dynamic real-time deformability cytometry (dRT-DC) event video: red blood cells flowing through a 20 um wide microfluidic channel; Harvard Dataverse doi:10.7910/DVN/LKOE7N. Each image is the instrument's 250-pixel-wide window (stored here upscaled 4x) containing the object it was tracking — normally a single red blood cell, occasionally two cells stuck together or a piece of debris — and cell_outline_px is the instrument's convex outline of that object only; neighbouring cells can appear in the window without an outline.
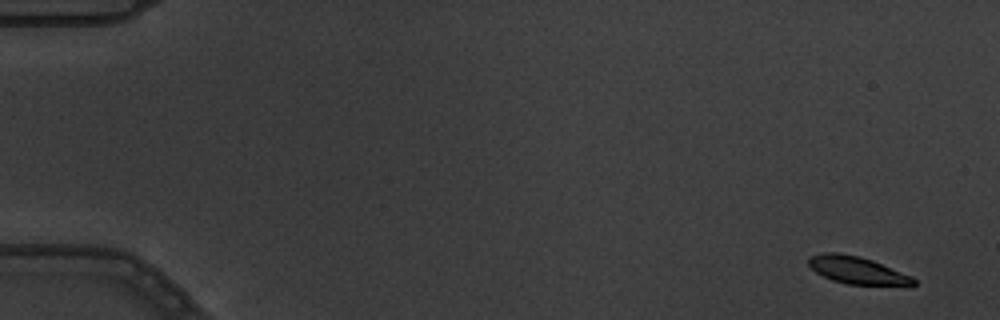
{"species": "common noctule bat (a hibernating species)", "species_latin": "Nyctalus noctula", "temperature_condition": "warm", "stored_images_in_passage": 6, "camera_frame_rate_fps": 3000, "um_per_image_px": 0.085, "animal": {"sex": "male", "body_mass_g": 19.5, "forearm_length_mm": 54.6}, "frame": {"image": 1, "passage_image": 1, "time_ms": 0.0, "image_size_px": [1000, 320], "cell_outline_px": [[916, 284], [912, 288], [908, 288], [848, 284], [832, 280], [816, 272], [808, 264], [808, 260], [812, 256], [824, 252], [840, 252], [860, 256], [872, 260], [912, 276], [916, 280]], "centroid_in_image_um": [72.99, 23.02], "position_along_channel_um": 12.0, "area_um2": 17.4}}
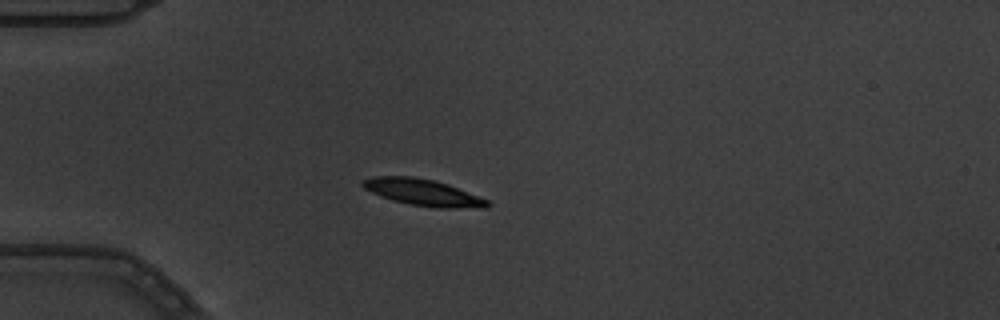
{"frame": {"image": 2, "passage_image": 2, "time_ms": 0.333, "image_size_px": [1000, 320], "cell_outline_px": [[492, 204], [488, 208], [436, 208], [408, 204], [392, 200], [380, 196], [364, 188], [360, 184], [360, 180], [372, 176], [412, 176], [432, 180], [448, 184], [488, 200]], "centroid_in_image_um": [35.94, 16.36], "position_along_channel_um": 49.1, "area_um2": 19.48}}